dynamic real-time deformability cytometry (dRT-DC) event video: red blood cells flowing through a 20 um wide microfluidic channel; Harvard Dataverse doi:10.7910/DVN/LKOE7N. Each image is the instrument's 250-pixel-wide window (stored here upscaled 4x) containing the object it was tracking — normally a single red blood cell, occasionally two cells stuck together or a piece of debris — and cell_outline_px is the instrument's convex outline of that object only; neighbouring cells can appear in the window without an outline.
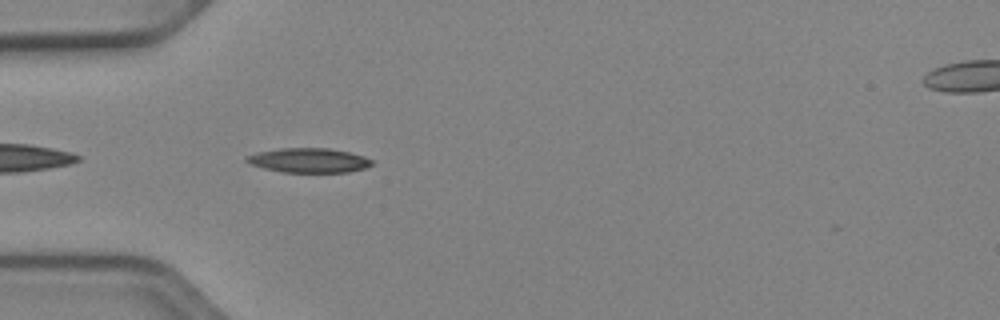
{"species": "Egyptian fruit bat (a non-hibernating species)", "species_latin": "Rousettus aegyptiacus", "temperature_condition": "cold", "stored_images_in_passage": 38, "camera_frame_rate_fps": 3000, "um_per_image_px": 0.085, "animal": {"sex": "female"}, "frame": {"image": 1, "passage_image": 2, "time_ms": 0.333, "image_size_px": [1000, 320], "cell_outline_px": [[372, 164], [364, 168], [348, 172], [284, 172], [264, 168], [252, 164], [244, 160], [244, 156], [256, 152], [280, 148], [328, 148], [348, 152], [364, 156], [372, 160]], "centroid_in_image_um": [26.21, 13.62], "position_along_channel_um": 58.8, "area_um2": 17.8}}
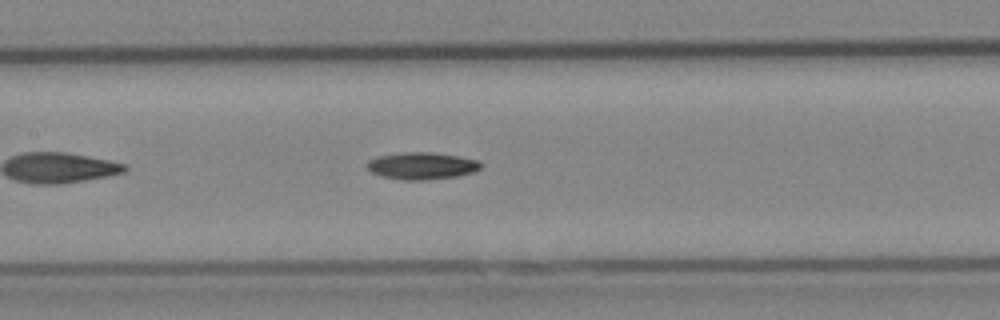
{"frame": {"image": 2, "passage_image": 11, "time_ms": 3.333, "image_size_px": [1000, 320], "cell_outline_px": [[484, 164], [480, 168], [472, 172], [456, 176], [424, 180], [404, 180], [384, 176], [372, 172], [368, 168], [368, 160], [380, 156], [412, 152], [432, 152], [456, 156], [476, 160]], "centroid_in_image_um": [35.88, 14.1], "position_along_channel_um": 171.5, "area_um2": 17.46}}
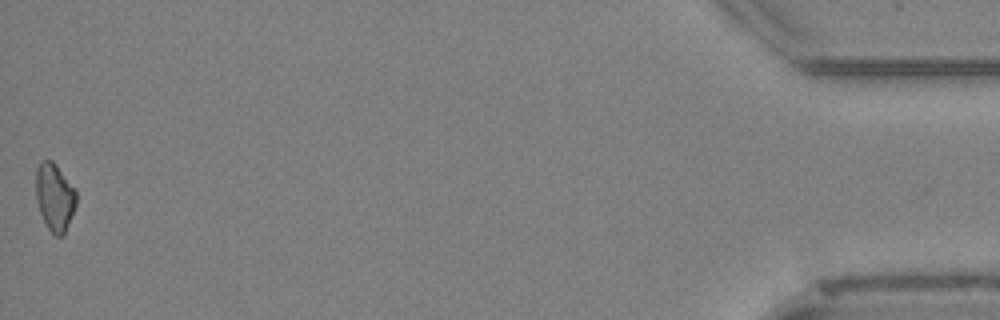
{"frame": {"image": 3, "passage_image": 38, "time_ms": 12.333, "image_size_px": [1000, 320], "cell_outline_px": [[76, 204], [64, 232], [60, 236], [56, 236], [48, 228], [40, 212], [36, 200], [36, 168], [40, 160], [52, 160], [76, 188]], "centroid_in_image_um": [4.64, 16.69], "position_along_channel_um": 430.6, "area_um2": 15.78}, "authors_computed_cell_mechanics": {"area_um2": 16.6175, "velocity_mm_per_s": 3.9246, "shape_relaxation_time_tau1_ms": 5.066, "shape_relaxation_time_tau2_ms": null, "deformation_change_tau1": 0.1351, "deformation_change_tau2": null}}